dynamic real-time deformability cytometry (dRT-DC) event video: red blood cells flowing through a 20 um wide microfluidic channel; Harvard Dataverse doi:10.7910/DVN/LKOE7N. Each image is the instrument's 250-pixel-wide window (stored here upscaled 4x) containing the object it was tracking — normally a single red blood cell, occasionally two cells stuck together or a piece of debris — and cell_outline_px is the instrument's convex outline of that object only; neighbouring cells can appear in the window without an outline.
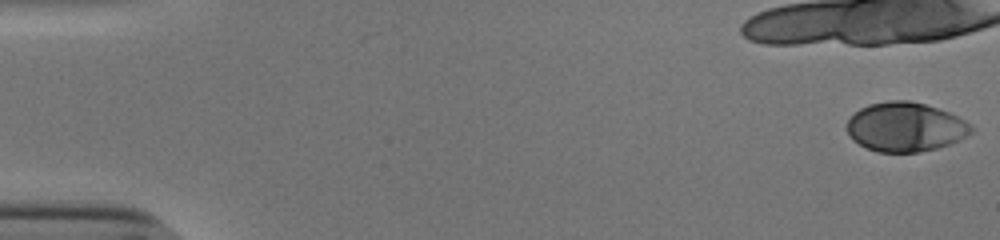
{"species": "human", "species_latin": "Homo sapiens", "temperature_condition": "cold", "stored_images_in_passage": 35, "camera_frame_rate_fps": 3000, "um_per_image_px": 0.085, "donor": {"sex": "male"}, "frame": {"image": 1, "passage_image": 1, "time_ms": 0.0, "image_size_px": [1000, 240], "cell_outline_px": [[972, 132], [948, 144], [936, 148], [920, 152], [876, 152], [852, 140], [848, 132], [848, 120], [860, 108], [868, 104], [888, 100], [908, 100], [924, 104], [948, 112], [972, 124]], "centroid_in_image_um": [76.93, 10.79], "position_along_channel_um": 8.1, "area_um2": 35.32}}
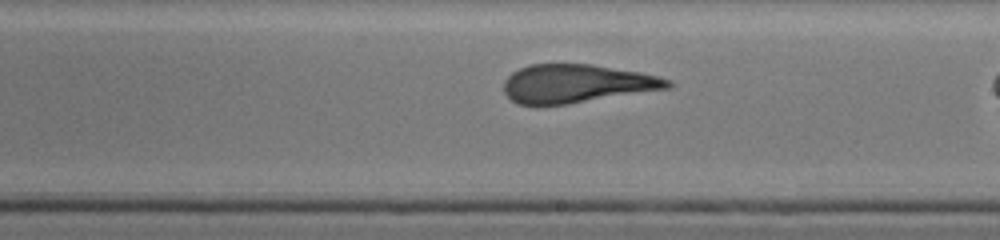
{"frame": {"image": 2, "passage_image": 29, "time_ms": 9.333, "image_size_px": [1000, 240], "cell_outline_px": [[672, 88], [568, 104], [516, 104], [504, 92], [504, 80], [512, 72], [528, 64], [592, 64], [640, 72], [672, 80]], "centroid_in_image_um": [49.03, 7.1], "position_along_channel_um": 240.0, "area_um2": 36.7}}
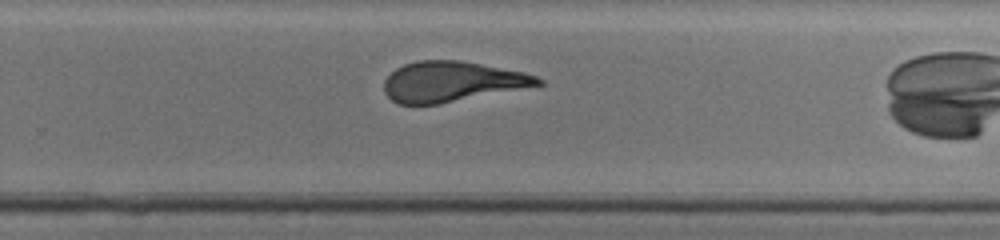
{"frame": {"image": 3, "passage_image": 33, "time_ms": 10.667, "image_size_px": [1000, 240], "cell_outline_px": [[544, 84], [440, 104], [400, 104], [392, 100], [384, 92], [384, 80], [396, 68], [404, 64], [420, 60], [460, 60], [524, 72], [536, 76], [544, 80]], "centroid_in_image_um": [38.4, 6.93], "position_along_channel_um": 291.4, "area_um2": 35.95}}